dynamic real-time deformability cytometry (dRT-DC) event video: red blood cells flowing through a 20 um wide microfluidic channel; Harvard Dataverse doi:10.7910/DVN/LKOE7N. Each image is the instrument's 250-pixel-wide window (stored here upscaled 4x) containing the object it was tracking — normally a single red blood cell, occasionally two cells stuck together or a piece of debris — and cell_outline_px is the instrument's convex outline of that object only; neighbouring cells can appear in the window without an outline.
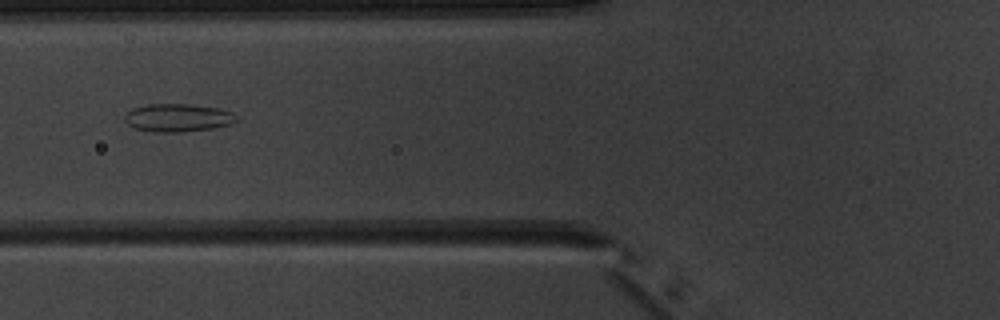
{"species": "common noctule bat (a hibernating species)", "species_latin": "Nyctalus noctula", "temperature_condition": "warm", "stored_images_in_passage": 4, "camera_frame_rate_fps": 3000, "um_per_image_px": 0.085, "animal": {"sex": "male", "body_mass_g": 20.1, "forearm_length_mm": 53.5}, "frame": {"image": 1, "passage_image": 3, "time_ms": 3.333, "image_size_px": [1000, 320], "cell_outline_px": [[240, 120], [232, 124], [212, 128], [180, 132], [152, 132], [132, 128], [124, 120], [124, 116], [132, 108], [148, 104], [192, 104], [216, 108], [232, 112]], "centroid_in_image_um": [15.1, 10.01], "position_along_channel_um": 110.7, "area_um2": 18.38}}
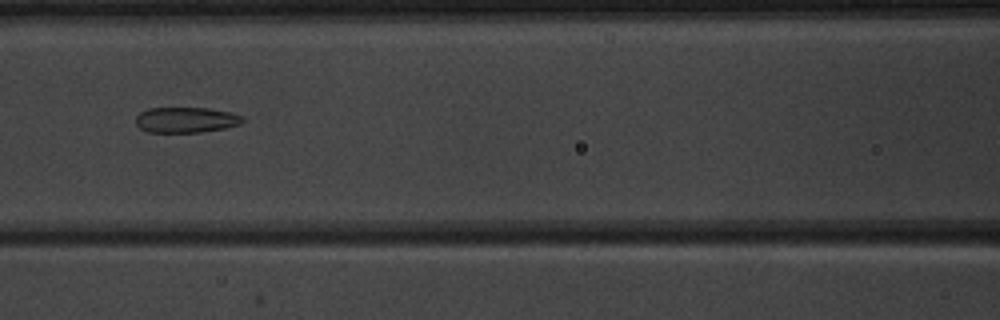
{"frame": {"image": 2, "passage_image": 4, "time_ms": 4.333, "image_size_px": [1000, 320], "cell_outline_px": [[244, 120], [240, 124], [224, 128], [200, 132], [148, 132], [140, 128], [136, 124], [136, 116], [140, 112], [148, 108], [208, 108], [232, 112], [244, 116]], "centroid_in_image_um": [15.82, 10.18], "position_along_channel_um": 150.8, "area_um2": 15.95}}